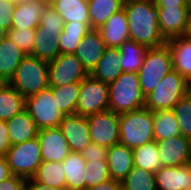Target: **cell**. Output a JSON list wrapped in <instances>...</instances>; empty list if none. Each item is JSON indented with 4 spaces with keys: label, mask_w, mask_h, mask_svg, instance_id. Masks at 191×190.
<instances>
[{
    "label": "cell",
    "mask_w": 191,
    "mask_h": 190,
    "mask_svg": "<svg viewBox=\"0 0 191 190\" xmlns=\"http://www.w3.org/2000/svg\"><path fill=\"white\" fill-rule=\"evenodd\" d=\"M134 166L155 173L162 167L156 141L133 149Z\"/></svg>",
    "instance_id": "cell-35"
},
{
    "label": "cell",
    "mask_w": 191,
    "mask_h": 190,
    "mask_svg": "<svg viewBox=\"0 0 191 190\" xmlns=\"http://www.w3.org/2000/svg\"><path fill=\"white\" fill-rule=\"evenodd\" d=\"M25 109L39 130L59 127V124L65 116L57 108V102L50 87L26 98Z\"/></svg>",
    "instance_id": "cell-8"
},
{
    "label": "cell",
    "mask_w": 191,
    "mask_h": 190,
    "mask_svg": "<svg viewBox=\"0 0 191 190\" xmlns=\"http://www.w3.org/2000/svg\"><path fill=\"white\" fill-rule=\"evenodd\" d=\"M62 31L38 30L35 32V42L32 56L50 62L61 54L58 36Z\"/></svg>",
    "instance_id": "cell-25"
},
{
    "label": "cell",
    "mask_w": 191,
    "mask_h": 190,
    "mask_svg": "<svg viewBox=\"0 0 191 190\" xmlns=\"http://www.w3.org/2000/svg\"><path fill=\"white\" fill-rule=\"evenodd\" d=\"M190 8L191 7L158 8V24L161 34L166 40L185 35Z\"/></svg>",
    "instance_id": "cell-16"
},
{
    "label": "cell",
    "mask_w": 191,
    "mask_h": 190,
    "mask_svg": "<svg viewBox=\"0 0 191 190\" xmlns=\"http://www.w3.org/2000/svg\"><path fill=\"white\" fill-rule=\"evenodd\" d=\"M153 117L155 141L180 135L179 124L172 109L154 111Z\"/></svg>",
    "instance_id": "cell-32"
},
{
    "label": "cell",
    "mask_w": 191,
    "mask_h": 190,
    "mask_svg": "<svg viewBox=\"0 0 191 190\" xmlns=\"http://www.w3.org/2000/svg\"><path fill=\"white\" fill-rule=\"evenodd\" d=\"M36 29H10L6 32L7 37L26 54L31 55L35 42Z\"/></svg>",
    "instance_id": "cell-39"
},
{
    "label": "cell",
    "mask_w": 191,
    "mask_h": 190,
    "mask_svg": "<svg viewBox=\"0 0 191 190\" xmlns=\"http://www.w3.org/2000/svg\"><path fill=\"white\" fill-rule=\"evenodd\" d=\"M6 126L12 145L26 142L38 136L39 129L26 109L6 121Z\"/></svg>",
    "instance_id": "cell-23"
},
{
    "label": "cell",
    "mask_w": 191,
    "mask_h": 190,
    "mask_svg": "<svg viewBox=\"0 0 191 190\" xmlns=\"http://www.w3.org/2000/svg\"><path fill=\"white\" fill-rule=\"evenodd\" d=\"M25 190H60V189H56L39 182H35L32 178H30L27 179L26 181Z\"/></svg>",
    "instance_id": "cell-48"
},
{
    "label": "cell",
    "mask_w": 191,
    "mask_h": 190,
    "mask_svg": "<svg viewBox=\"0 0 191 190\" xmlns=\"http://www.w3.org/2000/svg\"><path fill=\"white\" fill-rule=\"evenodd\" d=\"M187 80L176 70L166 74L154 90L145 97V108L152 112L168 110L186 97Z\"/></svg>",
    "instance_id": "cell-6"
},
{
    "label": "cell",
    "mask_w": 191,
    "mask_h": 190,
    "mask_svg": "<svg viewBox=\"0 0 191 190\" xmlns=\"http://www.w3.org/2000/svg\"><path fill=\"white\" fill-rule=\"evenodd\" d=\"M157 8L191 7V0H155Z\"/></svg>",
    "instance_id": "cell-45"
},
{
    "label": "cell",
    "mask_w": 191,
    "mask_h": 190,
    "mask_svg": "<svg viewBox=\"0 0 191 190\" xmlns=\"http://www.w3.org/2000/svg\"><path fill=\"white\" fill-rule=\"evenodd\" d=\"M49 0H20L12 16L11 29H36L40 24V17Z\"/></svg>",
    "instance_id": "cell-15"
},
{
    "label": "cell",
    "mask_w": 191,
    "mask_h": 190,
    "mask_svg": "<svg viewBox=\"0 0 191 190\" xmlns=\"http://www.w3.org/2000/svg\"><path fill=\"white\" fill-rule=\"evenodd\" d=\"M70 152L81 153L91 143L87 117L79 114L65 115L58 127Z\"/></svg>",
    "instance_id": "cell-13"
},
{
    "label": "cell",
    "mask_w": 191,
    "mask_h": 190,
    "mask_svg": "<svg viewBox=\"0 0 191 190\" xmlns=\"http://www.w3.org/2000/svg\"><path fill=\"white\" fill-rule=\"evenodd\" d=\"M120 144L130 149L154 141L153 112L145 107L119 114Z\"/></svg>",
    "instance_id": "cell-3"
},
{
    "label": "cell",
    "mask_w": 191,
    "mask_h": 190,
    "mask_svg": "<svg viewBox=\"0 0 191 190\" xmlns=\"http://www.w3.org/2000/svg\"><path fill=\"white\" fill-rule=\"evenodd\" d=\"M49 5L62 17L64 23H90L86 0H49Z\"/></svg>",
    "instance_id": "cell-24"
},
{
    "label": "cell",
    "mask_w": 191,
    "mask_h": 190,
    "mask_svg": "<svg viewBox=\"0 0 191 190\" xmlns=\"http://www.w3.org/2000/svg\"><path fill=\"white\" fill-rule=\"evenodd\" d=\"M5 34H6V32L3 31V30L0 28V40H1V38H2Z\"/></svg>",
    "instance_id": "cell-52"
},
{
    "label": "cell",
    "mask_w": 191,
    "mask_h": 190,
    "mask_svg": "<svg viewBox=\"0 0 191 190\" xmlns=\"http://www.w3.org/2000/svg\"><path fill=\"white\" fill-rule=\"evenodd\" d=\"M37 137L42 161L61 163L69 155L68 142L58 127L40 129Z\"/></svg>",
    "instance_id": "cell-14"
},
{
    "label": "cell",
    "mask_w": 191,
    "mask_h": 190,
    "mask_svg": "<svg viewBox=\"0 0 191 190\" xmlns=\"http://www.w3.org/2000/svg\"><path fill=\"white\" fill-rule=\"evenodd\" d=\"M163 167L187 165L191 159V140L183 135L156 141Z\"/></svg>",
    "instance_id": "cell-12"
},
{
    "label": "cell",
    "mask_w": 191,
    "mask_h": 190,
    "mask_svg": "<svg viewBox=\"0 0 191 190\" xmlns=\"http://www.w3.org/2000/svg\"><path fill=\"white\" fill-rule=\"evenodd\" d=\"M188 166H189V168L191 169V159H190V161L188 162Z\"/></svg>",
    "instance_id": "cell-53"
},
{
    "label": "cell",
    "mask_w": 191,
    "mask_h": 190,
    "mask_svg": "<svg viewBox=\"0 0 191 190\" xmlns=\"http://www.w3.org/2000/svg\"><path fill=\"white\" fill-rule=\"evenodd\" d=\"M15 7V1L0 0V28L5 32L11 29Z\"/></svg>",
    "instance_id": "cell-41"
},
{
    "label": "cell",
    "mask_w": 191,
    "mask_h": 190,
    "mask_svg": "<svg viewBox=\"0 0 191 190\" xmlns=\"http://www.w3.org/2000/svg\"><path fill=\"white\" fill-rule=\"evenodd\" d=\"M81 155L86 161L107 160V148L90 143L82 150Z\"/></svg>",
    "instance_id": "cell-42"
},
{
    "label": "cell",
    "mask_w": 191,
    "mask_h": 190,
    "mask_svg": "<svg viewBox=\"0 0 191 190\" xmlns=\"http://www.w3.org/2000/svg\"><path fill=\"white\" fill-rule=\"evenodd\" d=\"M125 0H89L91 29H99L111 16L123 9Z\"/></svg>",
    "instance_id": "cell-28"
},
{
    "label": "cell",
    "mask_w": 191,
    "mask_h": 190,
    "mask_svg": "<svg viewBox=\"0 0 191 190\" xmlns=\"http://www.w3.org/2000/svg\"><path fill=\"white\" fill-rule=\"evenodd\" d=\"M85 190H123L121 181L109 179L97 186L89 187Z\"/></svg>",
    "instance_id": "cell-46"
},
{
    "label": "cell",
    "mask_w": 191,
    "mask_h": 190,
    "mask_svg": "<svg viewBox=\"0 0 191 190\" xmlns=\"http://www.w3.org/2000/svg\"><path fill=\"white\" fill-rule=\"evenodd\" d=\"M81 83H70L65 86L50 87L57 102V108L64 115L76 114Z\"/></svg>",
    "instance_id": "cell-34"
},
{
    "label": "cell",
    "mask_w": 191,
    "mask_h": 190,
    "mask_svg": "<svg viewBox=\"0 0 191 190\" xmlns=\"http://www.w3.org/2000/svg\"><path fill=\"white\" fill-rule=\"evenodd\" d=\"M9 86V81L0 75V92Z\"/></svg>",
    "instance_id": "cell-49"
},
{
    "label": "cell",
    "mask_w": 191,
    "mask_h": 190,
    "mask_svg": "<svg viewBox=\"0 0 191 190\" xmlns=\"http://www.w3.org/2000/svg\"><path fill=\"white\" fill-rule=\"evenodd\" d=\"M185 35L188 37H191V8L189 10L188 25H187Z\"/></svg>",
    "instance_id": "cell-50"
},
{
    "label": "cell",
    "mask_w": 191,
    "mask_h": 190,
    "mask_svg": "<svg viewBox=\"0 0 191 190\" xmlns=\"http://www.w3.org/2000/svg\"><path fill=\"white\" fill-rule=\"evenodd\" d=\"M106 46L98 29H91L78 44L75 56L88 74L102 58Z\"/></svg>",
    "instance_id": "cell-17"
},
{
    "label": "cell",
    "mask_w": 191,
    "mask_h": 190,
    "mask_svg": "<svg viewBox=\"0 0 191 190\" xmlns=\"http://www.w3.org/2000/svg\"><path fill=\"white\" fill-rule=\"evenodd\" d=\"M122 57V72H137L140 70L148 48L134 40L125 41L119 48Z\"/></svg>",
    "instance_id": "cell-31"
},
{
    "label": "cell",
    "mask_w": 191,
    "mask_h": 190,
    "mask_svg": "<svg viewBox=\"0 0 191 190\" xmlns=\"http://www.w3.org/2000/svg\"><path fill=\"white\" fill-rule=\"evenodd\" d=\"M129 38L147 48H156L166 44L158 20L159 12L153 1L125 0L124 6Z\"/></svg>",
    "instance_id": "cell-1"
},
{
    "label": "cell",
    "mask_w": 191,
    "mask_h": 190,
    "mask_svg": "<svg viewBox=\"0 0 191 190\" xmlns=\"http://www.w3.org/2000/svg\"><path fill=\"white\" fill-rule=\"evenodd\" d=\"M85 189L111 179L107 160L86 161Z\"/></svg>",
    "instance_id": "cell-37"
},
{
    "label": "cell",
    "mask_w": 191,
    "mask_h": 190,
    "mask_svg": "<svg viewBox=\"0 0 191 190\" xmlns=\"http://www.w3.org/2000/svg\"><path fill=\"white\" fill-rule=\"evenodd\" d=\"M90 30V23H64L63 31L58 36L61 54H74L78 44Z\"/></svg>",
    "instance_id": "cell-29"
},
{
    "label": "cell",
    "mask_w": 191,
    "mask_h": 190,
    "mask_svg": "<svg viewBox=\"0 0 191 190\" xmlns=\"http://www.w3.org/2000/svg\"><path fill=\"white\" fill-rule=\"evenodd\" d=\"M32 179L56 189L66 190V176L62 163L43 161Z\"/></svg>",
    "instance_id": "cell-30"
},
{
    "label": "cell",
    "mask_w": 191,
    "mask_h": 190,
    "mask_svg": "<svg viewBox=\"0 0 191 190\" xmlns=\"http://www.w3.org/2000/svg\"><path fill=\"white\" fill-rule=\"evenodd\" d=\"M106 110H109L108 84L88 75L81 82L76 114L87 117Z\"/></svg>",
    "instance_id": "cell-9"
},
{
    "label": "cell",
    "mask_w": 191,
    "mask_h": 190,
    "mask_svg": "<svg viewBox=\"0 0 191 190\" xmlns=\"http://www.w3.org/2000/svg\"><path fill=\"white\" fill-rule=\"evenodd\" d=\"M122 57L118 48L106 47L102 58L89 73L95 79L110 84L122 73Z\"/></svg>",
    "instance_id": "cell-21"
},
{
    "label": "cell",
    "mask_w": 191,
    "mask_h": 190,
    "mask_svg": "<svg viewBox=\"0 0 191 190\" xmlns=\"http://www.w3.org/2000/svg\"><path fill=\"white\" fill-rule=\"evenodd\" d=\"M9 85L25 99L49 87L48 62L26 55L15 70Z\"/></svg>",
    "instance_id": "cell-4"
},
{
    "label": "cell",
    "mask_w": 191,
    "mask_h": 190,
    "mask_svg": "<svg viewBox=\"0 0 191 190\" xmlns=\"http://www.w3.org/2000/svg\"><path fill=\"white\" fill-rule=\"evenodd\" d=\"M107 165L111 179L122 181L134 167L133 149L120 143L107 148Z\"/></svg>",
    "instance_id": "cell-20"
},
{
    "label": "cell",
    "mask_w": 191,
    "mask_h": 190,
    "mask_svg": "<svg viewBox=\"0 0 191 190\" xmlns=\"http://www.w3.org/2000/svg\"><path fill=\"white\" fill-rule=\"evenodd\" d=\"M12 175L32 178L43 162L38 137L12 145L5 155Z\"/></svg>",
    "instance_id": "cell-7"
},
{
    "label": "cell",
    "mask_w": 191,
    "mask_h": 190,
    "mask_svg": "<svg viewBox=\"0 0 191 190\" xmlns=\"http://www.w3.org/2000/svg\"><path fill=\"white\" fill-rule=\"evenodd\" d=\"M98 30L106 47L119 48L129 40V26L124 8L114 13Z\"/></svg>",
    "instance_id": "cell-19"
},
{
    "label": "cell",
    "mask_w": 191,
    "mask_h": 190,
    "mask_svg": "<svg viewBox=\"0 0 191 190\" xmlns=\"http://www.w3.org/2000/svg\"><path fill=\"white\" fill-rule=\"evenodd\" d=\"M26 54L5 34L0 40V75L8 81Z\"/></svg>",
    "instance_id": "cell-27"
},
{
    "label": "cell",
    "mask_w": 191,
    "mask_h": 190,
    "mask_svg": "<svg viewBox=\"0 0 191 190\" xmlns=\"http://www.w3.org/2000/svg\"><path fill=\"white\" fill-rule=\"evenodd\" d=\"M8 129L6 126V121L0 120V155H6L12 146Z\"/></svg>",
    "instance_id": "cell-44"
},
{
    "label": "cell",
    "mask_w": 191,
    "mask_h": 190,
    "mask_svg": "<svg viewBox=\"0 0 191 190\" xmlns=\"http://www.w3.org/2000/svg\"><path fill=\"white\" fill-rule=\"evenodd\" d=\"M62 163L66 176V190H85L86 160L81 153L70 152Z\"/></svg>",
    "instance_id": "cell-26"
},
{
    "label": "cell",
    "mask_w": 191,
    "mask_h": 190,
    "mask_svg": "<svg viewBox=\"0 0 191 190\" xmlns=\"http://www.w3.org/2000/svg\"><path fill=\"white\" fill-rule=\"evenodd\" d=\"M27 179L12 175L0 183V190H25Z\"/></svg>",
    "instance_id": "cell-43"
},
{
    "label": "cell",
    "mask_w": 191,
    "mask_h": 190,
    "mask_svg": "<svg viewBox=\"0 0 191 190\" xmlns=\"http://www.w3.org/2000/svg\"><path fill=\"white\" fill-rule=\"evenodd\" d=\"M26 108V99L12 86L0 92V120L8 121Z\"/></svg>",
    "instance_id": "cell-33"
},
{
    "label": "cell",
    "mask_w": 191,
    "mask_h": 190,
    "mask_svg": "<svg viewBox=\"0 0 191 190\" xmlns=\"http://www.w3.org/2000/svg\"><path fill=\"white\" fill-rule=\"evenodd\" d=\"M157 190H191V169L187 165L161 167L155 172Z\"/></svg>",
    "instance_id": "cell-18"
},
{
    "label": "cell",
    "mask_w": 191,
    "mask_h": 190,
    "mask_svg": "<svg viewBox=\"0 0 191 190\" xmlns=\"http://www.w3.org/2000/svg\"><path fill=\"white\" fill-rule=\"evenodd\" d=\"M172 56L173 69L186 80L191 78V37L186 35L166 41Z\"/></svg>",
    "instance_id": "cell-22"
},
{
    "label": "cell",
    "mask_w": 191,
    "mask_h": 190,
    "mask_svg": "<svg viewBox=\"0 0 191 190\" xmlns=\"http://www.w3.org/2000/svg\"><path fill=\"white\" fill-rule=\"evenodd\" d=\"M172 111L178 121L180 134L191 140V101L187 97L182 98Z\"/></svg>",
    "instance_id": "cell-38"
},
{
    "label": "cell",
    "mask_w": 191,
    "mask_h": 190,
    "mask_svg": "<svg viewBox=\"0 0 191 190\" xmlns=\"http://www.w3.org/2000/svg\"><path fill=\"white\" fill-rule=\"evenodd\" d=\"M49 87L81 83L89 74L75 54H60L48 62Z\"/></svg>",
    "instance_id": "cell-11"
},
{
    "label": "cell",
    "mask_w": 191,
    "mask_h": 190,
    "mask_svg": "<svg viewBox=\"0 0 191 190\" xmlns=\"http://www.w3.org/2000/svg\"><path fill=\"white\" fill-rule=\"evenodd\" d=\"M64 21L62 17L48 5L40 17L38 30L63 31Z\"/></svg>",
    "instance_id": "cell-40"
},
{
    "label": "cell",
    "mask_w": 191,
    "mask_h": 190,
    "mask_svg": "<svg viewBox=\"0 0 191 190\" xmlns=\"http://www.w3.org/2000/svg\"><path fill=\"white\" fill-rule=\"evenodd\" d=\"M171 70H173L172 56L167 44L148 48L143 64L138 71L143 95L145 97L149 95Z\"/></svg>",
    "instance_id": "cell-5"
},
{
    "label": "cell",
    "mask_w": 191,
    "mask_h": 190,
    "mask_svg": "<svg viewBox=\"0 0 191 190\" xmlns=\"http://www.w3.org/2000/svg\"><path fill=\"white\" fill-rule=\"evenodd\" d=\"M109 110L117 114L135 111L145 106L137 72H122L108 84Z\"/></svg>",
    "instance_id": "cell-2"
},
{
    "label": "cell",
    "mask_w": 191,
    "mask_h": 190,
    "mask_svg": "<svg viewBox=\"0 0 191 190\" xmlns=\"http://www.w3.org/2000/svg\"><path fill=\"white\" fill-rule=\"evenodd\" d=\"M91 143L110 148L120 143L119 114L111 110L87 116Z\"/></svg>",
    "instance_id": "cell-10"
},
{
    "label": "cell",
    "mask_w": 191,
    "mask_h": 190,
    "mask_svg": "<svg viewBox=\"0 0 191 190\" xmlns=\"http://www.w3.org/2000/svg\"><path fill=\"white\" fill-rule=\"evenodd\" d=\"M123 190H157L155 173L134 166L121 181Z\"/></svg>",
    "instance_id": "cell-36"
},
{
    "label": "cell",
    "mask_w": 191,
    "mask_h": 190,
    "mask_svg": "<svg viewBox=\"0 0 191 190\" xmlns=\"http://www.w3.org/2000/svg\"><path fill=\"white\" fill-rule=\"evenodd\" d=\"M6 156L0 155V183L11 177Z\"/></svg>",
    "instance_id": "cell-47"
},
{
    "label": "cell",
    "mask_w": 191,
    "mask_h": 190,
    "mask_svg": "<svg viewBox=\"0 0 191 190\" xmlns=\"http://www.w3.org/2000/svg\"><path fill=\"white\" fill-rule=\"evenodd\" d=\"M186 97L191 101V78L186 82Z\"/></svg>",
    "instance_id": "cell-51"
}]
</instances>
